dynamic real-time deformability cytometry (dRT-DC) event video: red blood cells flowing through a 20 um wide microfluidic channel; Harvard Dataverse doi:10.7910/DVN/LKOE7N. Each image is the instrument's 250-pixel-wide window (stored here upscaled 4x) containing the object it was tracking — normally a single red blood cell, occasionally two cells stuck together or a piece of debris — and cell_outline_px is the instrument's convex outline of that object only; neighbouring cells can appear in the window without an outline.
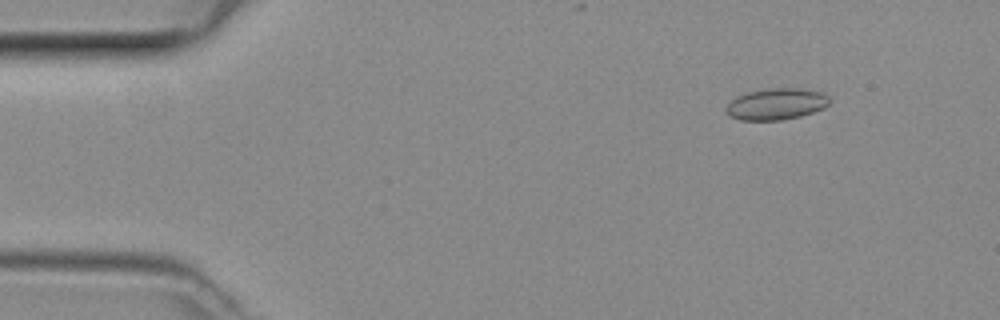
{"species": "common noctule bat (a hibernating species)", "species_latin": "Nyctalus noctula", "temperature_condition": "room temperature", "stored_images_in_passage": 21, "camera_frame_rate_fps": 3000, "um_per_image_px": 0.085, "animal": {"sex": "female", "body_mass_g": 29.2, "forearm_length_mm": 56.3}, "frame": {"image": 1, "passage_image": 3, "time_ms": 0.667, "image_size_px": [1000, 320], "cell_outline_px": [[828, 104], [824, 108], [800, 116], [780, 120], [740, 120], [728, 116], [724, 108], [736, 96], [748, 92], [772, 88], [800, 88], [824, 92], [828, 96]], "centroid_in_image_um": [65.96, 8.84], "position_along_channel_um": 19.0, "area_um2": 18.96}}
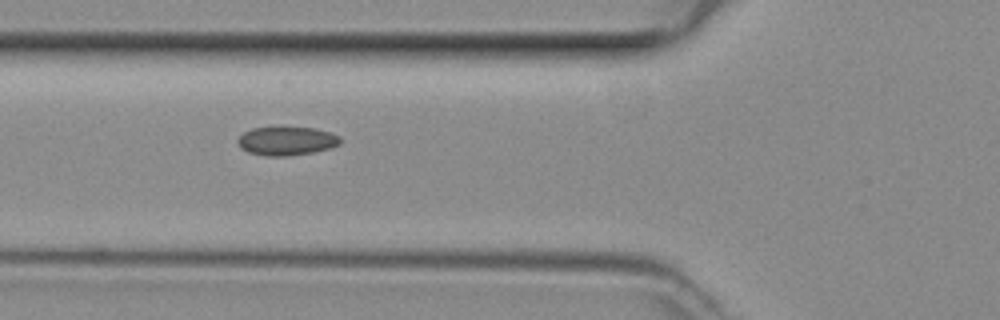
{"frame": {"image": 2, "passage_image": 15, "time_ms": 4.667, "image_size_px": [1000, 320], "cell_outline_px": [[340, 144], [328, 148], [312, 152], [288, 156], [268, 156], [248, 152], [240, 148], [236, 140], [244, 132], [252, 128], [284, 124], [312, 128], [332, 132], [340, 136]], "centroid_in_image_um": [24.33, 11.93], "position_along_channel_um": 101.5, "area_um2": 17.8}}
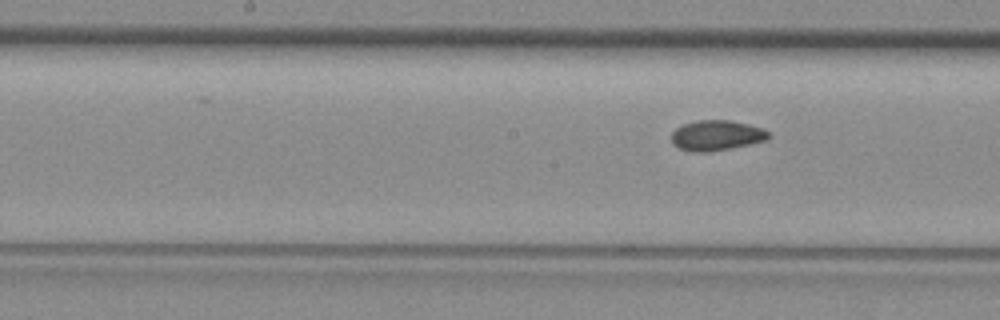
{"frame": {"image": 3, "passage_image": 21, "time_ms": 6.667, "image_size_px": [1000, 320], "cell_outline_px": [[772, 136], [768, 140], [732, 148], [708, 152], [692, 152], [680, 148], [672, 144], [672, 132], [676, 128], [684, 124], [696, 120], [728, 120], [748, 124], [760, 128], [768, 132]], "centroid_in_image_um": [60.91, 11.52], "position_along_channel_um": 187.3, "area_um2": 17.17}}